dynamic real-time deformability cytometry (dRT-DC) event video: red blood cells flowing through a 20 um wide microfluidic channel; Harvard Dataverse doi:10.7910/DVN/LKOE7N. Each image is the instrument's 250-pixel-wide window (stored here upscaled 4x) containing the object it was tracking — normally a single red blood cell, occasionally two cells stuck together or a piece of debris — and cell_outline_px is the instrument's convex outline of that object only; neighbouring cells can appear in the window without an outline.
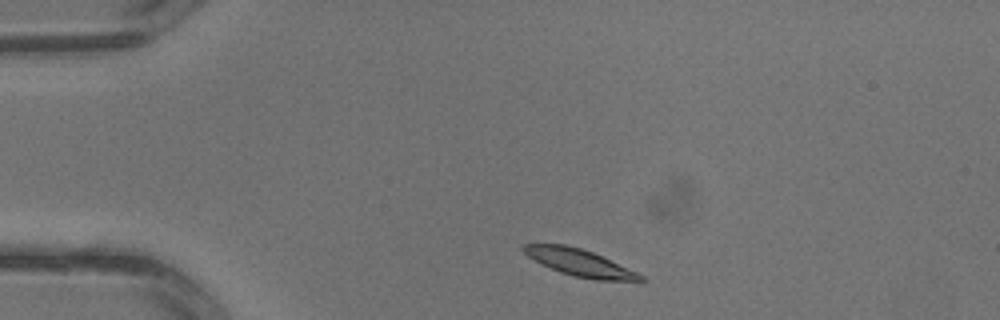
{"species": "common noctule bat (a hibernating species)", "species_latin": "Nyctalus noctula", "temperature_condition": "warm", "stored_images_in_passage": 1, "camera_frame_rate_fps": 3000, "um_per_image_px": 0.085, "animal": {"sex": "male", "body_mass_g": 13.3}, "frame": {"image": 1, "passage_image": 1, "time_ms": 0.0, "image_size_px": [1000, 320], "cell_outline_px": [[644, 280], [596, 280], [576, 276], [560, 272], [540, 264], [528, 256], [520, 248], [520, 244], [564, 244], [580, 248], [592, 252], [636, 272], [644, 276]], "centroid_in_image_um": [49.18, 22.31], "position_along_channel_um": 35.8, "area_um2": 17.98}}